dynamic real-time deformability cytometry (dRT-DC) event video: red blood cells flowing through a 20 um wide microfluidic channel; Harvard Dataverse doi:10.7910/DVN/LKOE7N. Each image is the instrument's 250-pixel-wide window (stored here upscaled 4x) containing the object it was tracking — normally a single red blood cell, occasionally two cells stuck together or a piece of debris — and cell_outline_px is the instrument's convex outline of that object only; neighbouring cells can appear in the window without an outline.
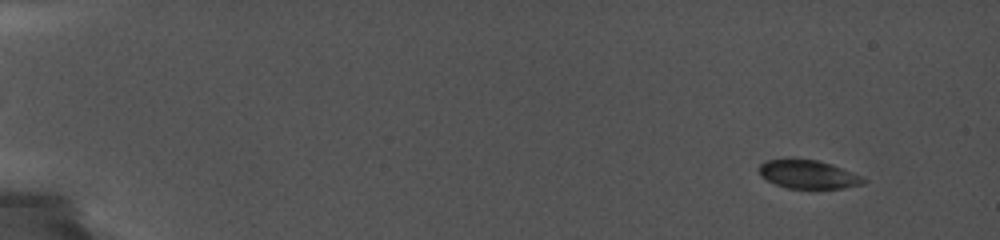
{"species": "common noctule bat (a hibernating species)", "species_latin": "Nyctalus noctula", "temperature_condition": "cold", "stored_images_in_passage": 32, "camera_frame_rate_fps": 5000, "um_per_image_px": 0.085, "animal": {"sex": "female", "body_mass_g": 19.0, "forearm_length_mm": 56.7}, "frame": {"image": 1, "passage_image": 3, "time_ms": 1.0, "image_size_px": [1000, 240], "cell_outline_px": [[868, 180], [864, 184], [844, 188], [788, 188], [776, 184], [760, 176], [760, 164], [764, 160], [788, 156], [792, 156], [816, 160], [832, 164], [852, 172]], "centroid_in_image_um": [68.66, 14.77], "position_along_channel_um": 16.3, "area_um2": 17.8}}
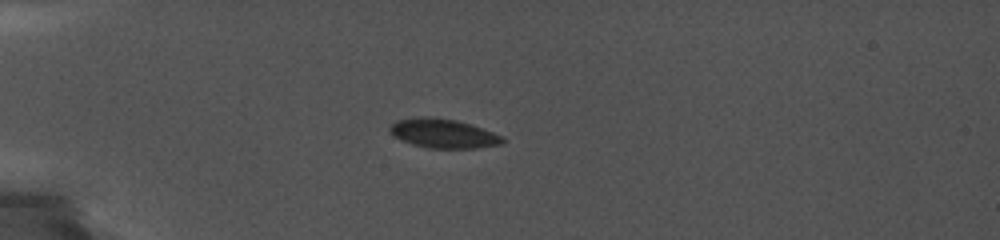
{"frame": {"image": 2, "passage_image": 12, "time_ms": 5.0, "image_size_px": [1000, 240], "cell_outline_px": [[508, 140], [504, 144], [476, 148], [428, 148], [412, 144], [400, 140], [388, 128], [396, 120], [456, 120], [504, 136]], "centroid_in_image_um": [37.8, 11.42], "position_along_channel_um": 47.2, "area_um2": 18.21}}